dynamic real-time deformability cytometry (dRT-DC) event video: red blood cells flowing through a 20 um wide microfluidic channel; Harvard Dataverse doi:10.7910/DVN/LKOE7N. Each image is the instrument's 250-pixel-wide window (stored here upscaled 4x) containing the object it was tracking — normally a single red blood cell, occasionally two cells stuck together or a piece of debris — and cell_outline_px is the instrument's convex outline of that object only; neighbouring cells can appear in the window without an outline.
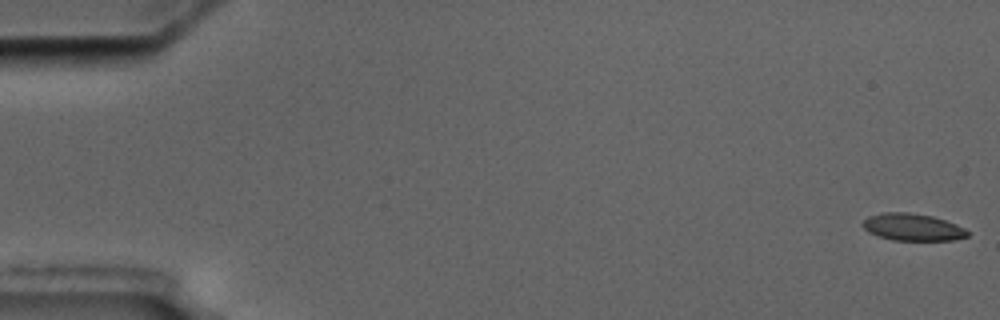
{"species": "common noctule bat (a hibernating species)", "species_latin": "Nyctalus noctula", "temperature_condition": "cold", "stored_images_in_passage": 3, "camera_frame_rate_fps": 3000, "um_per_image_px": 0.085, "animal": {"sex": "male", "body_mass_g": 17.5, "forearm_length_mm": 52.3}, "frame": {"image": 1, "passage_image": 1, "time_ms": 0.0, "image_size_px": [1000, 320], "cell_outline_px": [[968, 236], [952, 240], [892, 240], [868, 232], [860, 224], [868, 216], [884, 212], [908, 212], [932, 216], [956, 224], [964, 228], [968, 232]], "centroid_in_image_um": [77.54, 19.3], "position_along_channel_um": 7.5, "area_um2": 16.47}}